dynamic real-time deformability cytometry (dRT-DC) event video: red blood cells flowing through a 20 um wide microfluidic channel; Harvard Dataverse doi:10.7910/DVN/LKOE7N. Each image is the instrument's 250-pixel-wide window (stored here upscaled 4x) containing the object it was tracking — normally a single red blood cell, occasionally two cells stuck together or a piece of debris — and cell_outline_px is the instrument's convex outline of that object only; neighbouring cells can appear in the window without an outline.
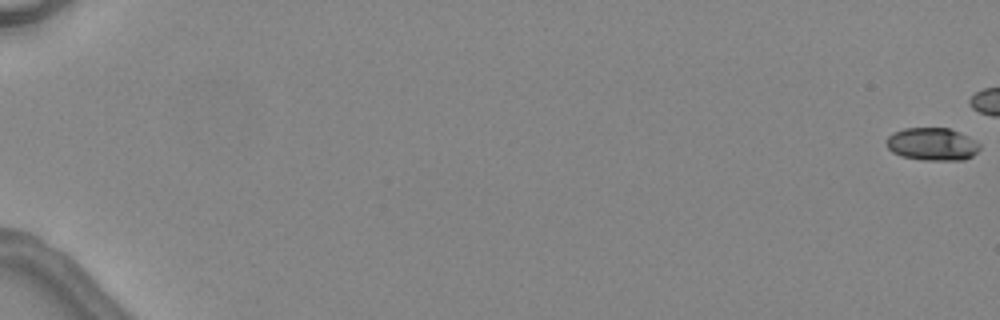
{"species": "common noctule bat (a hibernating species)", "species_latin": "Nyctalus noctula", "temperature_condition": "warm", "stored_images_in_passage": 6, "camera_frame_rate_fps": 3000, "um_per_image_px": 0.085, "animal": {"sex": "female", "body_mass_g": 24.6, "forearm_length_mm": 56.2}, "frame": {"image": 1, "passage_image": 1, "time_ms": 0.0, "image_size_px": [1000, 320], "cell_outline_px": [[980, 148], [972, 156], [964, 160], [924, 160], [900, 156], [892, 152], [888, 148], [888, 136], [892, 132], [904, 128], [948, 128], [960, 132], [976, 140], [980, 144]], "centroid_in_image_um": [79.25, 12.25], "position_along_channel_um": 5.7, "area_um2": 17.86}}